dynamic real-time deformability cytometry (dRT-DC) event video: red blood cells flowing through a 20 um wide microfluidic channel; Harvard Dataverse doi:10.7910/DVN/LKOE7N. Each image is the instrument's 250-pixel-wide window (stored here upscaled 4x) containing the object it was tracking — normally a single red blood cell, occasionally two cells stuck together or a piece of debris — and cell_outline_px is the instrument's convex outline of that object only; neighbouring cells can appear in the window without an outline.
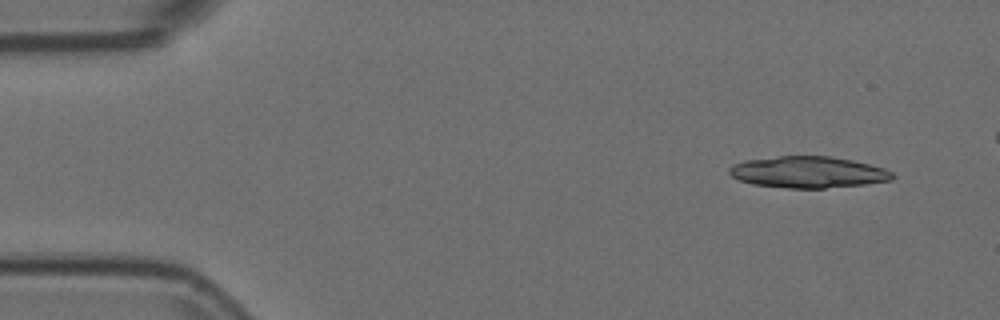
{"species": "Egyptian fruit bat (a non-hibernating species)", "species_latin": "Rousettus aegyptiacus", "temperature_condition": "room temperature", "stored_images_in_passage": 5, "camera_frame_rate_fps": 3000, "um_per_image_px": 0.085, "animal": {"sex": "female"}, "frame": {"image": 1, "passage_image": 1, "time_ms": 0.0, "image_size_px": [1000, 320], "cell_outline_px": [[896, 176], [892, 180], [864, 184], [824, 188], [788, 188], [752, 184], [740, 180], [732, 176], [728, 172], [728, 168], [732, 164], [744, 160], [780, 156], [828, 156], [852, 160], [884, 168], [892, 172]], "centroid_in_image_um": [68.67, 14.63], "position_along_channel_um": 16.3, "area_um2": 29.88}}